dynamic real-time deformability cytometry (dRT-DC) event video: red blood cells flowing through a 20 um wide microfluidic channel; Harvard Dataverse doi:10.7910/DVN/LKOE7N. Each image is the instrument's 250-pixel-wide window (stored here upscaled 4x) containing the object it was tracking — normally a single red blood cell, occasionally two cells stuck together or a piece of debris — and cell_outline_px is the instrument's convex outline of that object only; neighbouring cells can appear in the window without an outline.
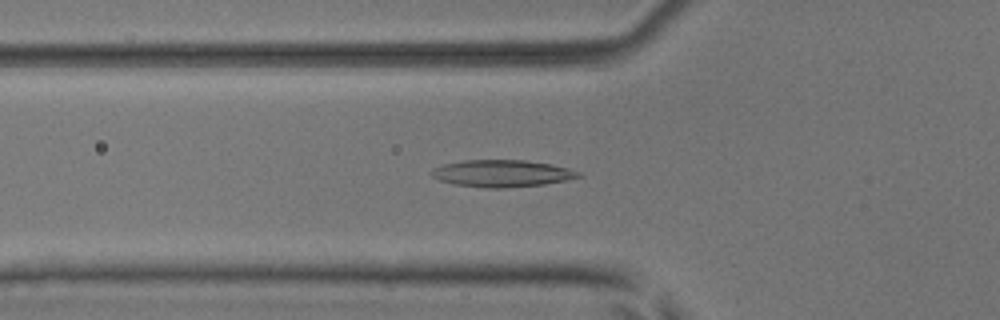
{"species": "common noctule bat (a hibernating species)", "species_latin": "Nyctalus noctula", "temperature_condition": "room temperature", "stored_images_in_passage": 33, "camera_frame_rate_fps": 3000, "um_per_image_px": 0.085, "animal": {"sex": "male", "body_mass_g": 17.9, "forearm_length_mm": 54.2}, "frame": {"image": 1, "passage_image": 9, "time_ms": 2.667, "image_size_px": [1000, 320], "cell_outline_px": [[580, 176], [564, 180], [544, 184], [504, 188], [488, 188], [456, 184], [440, 180], [432, 176], [428, 172], [432, 168], [444, 164], [464, 160], [524, 160], [552, 164], [568, 168], [580, 172]], "centroid_in_image_um": [42.63, 14.73], "position_along_channel_um": 83.2, "area_um2": 22.95}}
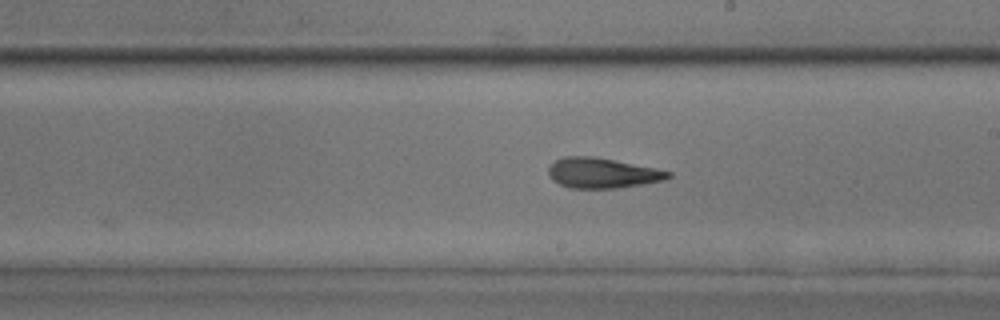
{"frame": {"image": 2, "passage_image": 21, "time_ms": 6.667, "image_size_px": [1000, 320], "cell_outline_px": [[672, 176], [664, 180], [616, 188], [568, 188], [552, 180], [548, 172], [548, 168], [556, 160], [564, 156], [592, 156], [656, 168], [672, 172]], "centroid_in_image_um": [51.18, 14.7], "position_along_channel_um": 237.8, "area_um2": 20.92}}
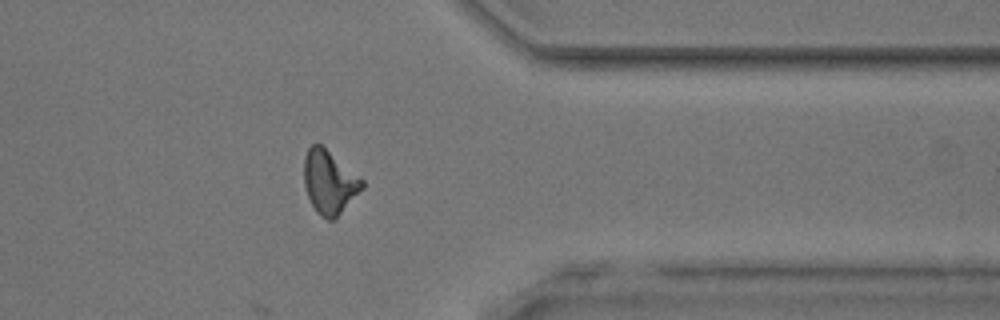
{"frame": {"image": 3, "passage_image": 33, "time_ms": 10.667, "image_size_px": [1000, 320], "cell_outline_px": [[364, 188], [336, 220], [328, 220], [320, 216], [316, 212], [308, 196], [304, 184], [304, 156], [308, 148], [312, 144], [320, 144], [364, 180]], "centroid_in_image_um": [28.01, 15.52], "position_along_channel_um": 383.4, "area_um2": 21.62}, "authors_computed_cell_mechanics": {"area_um2": 21.0392, "velocity_mm_per_s": 3.8671, "shape_relaxation_time_tau1_ms": 7.5555, "shape_relaxation_time_tau2_ms": 4.1392, "deformation_change_tau1": 0.1859, "deformation_change_tau2": 0.1535}}